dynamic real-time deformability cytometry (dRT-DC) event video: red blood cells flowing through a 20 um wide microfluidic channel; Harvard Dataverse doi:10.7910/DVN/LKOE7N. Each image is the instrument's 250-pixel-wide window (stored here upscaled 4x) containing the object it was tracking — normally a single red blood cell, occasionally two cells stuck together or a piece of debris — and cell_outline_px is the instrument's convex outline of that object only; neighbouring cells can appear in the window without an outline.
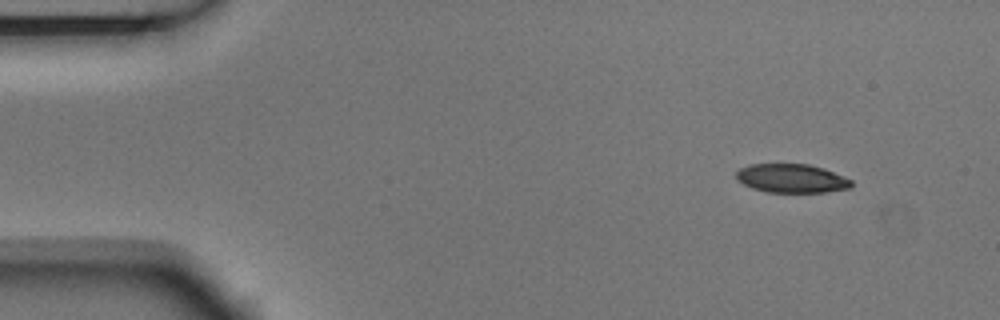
{"species": "Egyptian fruit bat (a non-hibernating species)", "species_latin": "Rousettus aegyptiacus", "temperature_condition": "room temperature", "stored_images_in_passage": 4, "camera_frame_rate_fps": 3000, "um_per_image_px": 0.085, "animal": {"sex": "male"}, "frame": {"image": 1, "passage_image": 1, "time_ms": 0.0, "image_size_px": [1000, 320], "cell_outline_px": [[852, 188], [824, 192], [768, 192], [752, 188], [736, 180], [736, 172], [740, 168], [748, 164], [808, 164], [824, 168], [852, 180]], "centroid_in_image_um": [67.28, 15.16], "position_along_channel_um": 17.7, "area_um2": 19.36}}
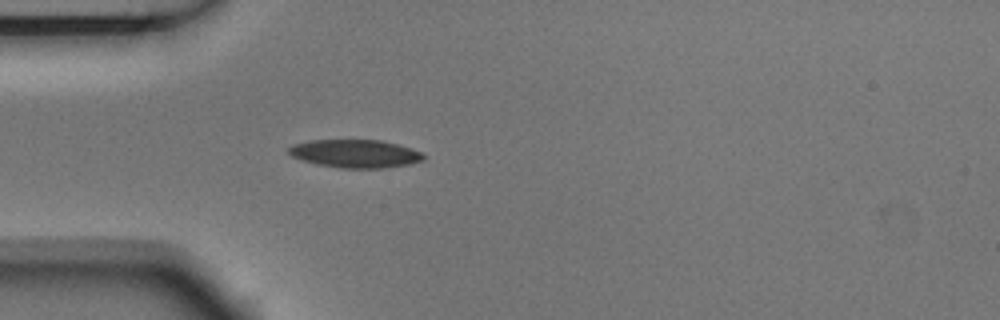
{"frame": {"image": 2, "passage_image": 4, "time_ms": 1.0, "image_size_px": [1000, 320], "cell_outline_px": [[424, 160], [408, 164], [380, 168], [340, 168], [316, 164], [292, 156], [288, 152], [288, 148], [292, 144], [308, 140], [380, 140], [412, 148], [420, 152], [424, 156]], "centroid_in_image_um": [30.16, 13.05], "position_along_channel_um": 54.8, "area_um2": 21.96}}